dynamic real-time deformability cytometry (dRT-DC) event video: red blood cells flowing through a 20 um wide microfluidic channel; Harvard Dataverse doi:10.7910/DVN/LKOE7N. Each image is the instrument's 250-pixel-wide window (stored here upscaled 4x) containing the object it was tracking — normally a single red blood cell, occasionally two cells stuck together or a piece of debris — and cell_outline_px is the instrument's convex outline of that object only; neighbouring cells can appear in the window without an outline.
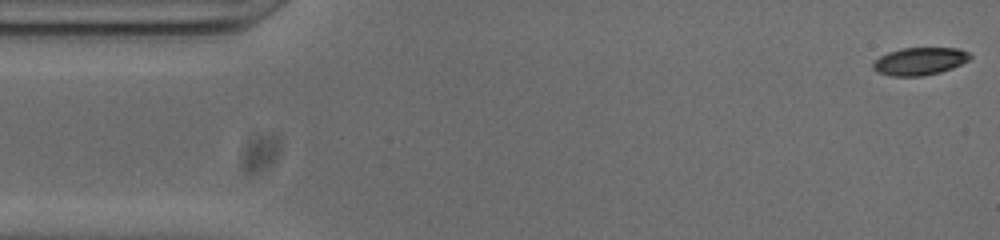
{"species": "common noctule bat (a hibernating species)", "species_latin": "Nyctalus noctula", "temperature_condition": "cold", "stored_images_in_passage": 52, "camera_frame_rate_fps": 3000, "um_per_image_px": 0.085, "animal": {"sex": "male", "body_mass_g": 20.0, "forearm_length_mm": 53.3}, "frame": {"image": 1, "passage_image": 1, "time_ms": 0.0, "image_size_px": [1000, 240], "cell_outline_px": [[972, 56], [968, 60], [952, 68], [940, 72], [920, 76], [892, 76], [876, 72], [872, 68], [872, 64], [880, 56], [888, 52], [900, 48], [960, 48], [968, 52]], "centroid_in_image_um": [78.15, 5.2], "position_along_channel_um": 6.8, "area_um2": 15.61}}
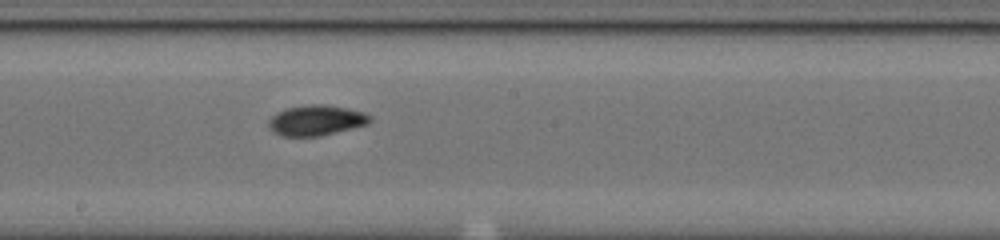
{"frame": {"image": 2, "passage_image": 27, "time_ms": 8.667, "image_size_px": [1000, 240], "cell_outline_px": [[372, 120], [368, 124], [320, 136], [280, 136], [272, 132], [268, 128], [268, 120], [276, 112], [284, 108], [312, 104], [324, 104], [348, 108], [364, 112], [372, 116]], "centroid_in_image_um": [26.85, 10.22], "position_along_channel_um": 221.3, "area_um2": 18.21}}
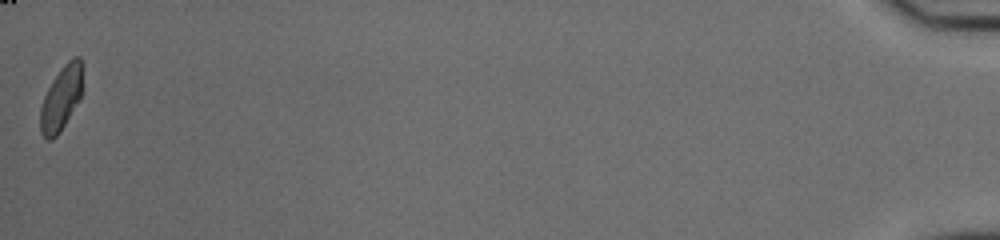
{"frame": {"image": 3, "passage_image": 52, "time_ms": 17.0, "image_size_px": [1000, 240], "cell_outline_px": [[84, 88], [80, 100], [60, 132], [52, 140], [48, 140], [40, 132], [40, 108], [44, 96], [52, 80], [60, 68], [72, 56], [80, 56], [84, 64]], "centroid_in_image_um": [5.27, 8.28], "position_along_channel_um": 429.9, "area_um2": 16.59}, "authors_computed_cell_mechanics": {"area_um2": 16.6464, "velocity_mm_per_s": 3.837, "shape_relaxation_time_tau1_ms": 4.9303, "shape_relaxation_time_tau2_ms": 3.3132, "deformation_change_tau1": 0.1625, "deformation_change_tau2": 0.0575}}